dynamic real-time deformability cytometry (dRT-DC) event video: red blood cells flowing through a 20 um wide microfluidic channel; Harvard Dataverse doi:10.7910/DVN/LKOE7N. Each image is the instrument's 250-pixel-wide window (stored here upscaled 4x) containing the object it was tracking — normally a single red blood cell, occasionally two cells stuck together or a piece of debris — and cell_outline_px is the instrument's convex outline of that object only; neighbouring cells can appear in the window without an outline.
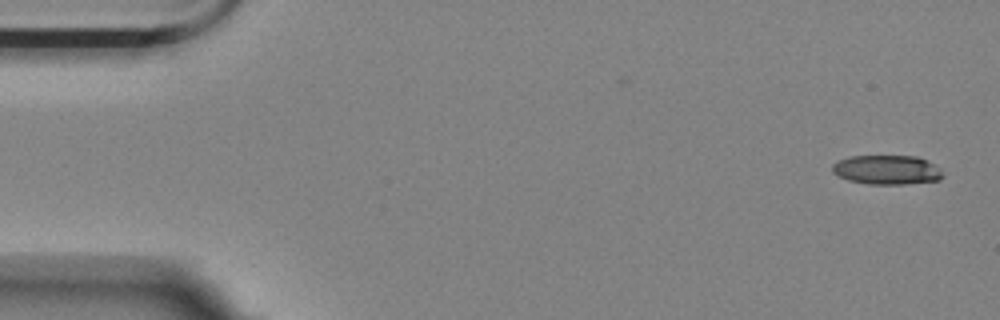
{"species": "Egyptian fruit bat (a non-hibernating species)", "species_latin": "Rousettus aegyptiacus", "temperature_condition": "room temperature", "stored_images_in_passage": 12, "camera_frame_rate_fps": 3000, "um_per_image_px": 0.085, "animal": {"sex": "female"}, "frame": {"image": 1, "passage_image": 1, "time_ms": 0.0, "image_size_px": [1000, 320], "cell_outline_px": [[944, 176], [940, 180], [904, 184], [868, 184], [848, 180], [832, 172], [832, 164], [840, 160], [852, 156], [916, 156], [940, 168]], "centroid_in_image_um": [75.39, 14.44], "position_along_channel_um": 9.6, "area_um2": 18.73}}